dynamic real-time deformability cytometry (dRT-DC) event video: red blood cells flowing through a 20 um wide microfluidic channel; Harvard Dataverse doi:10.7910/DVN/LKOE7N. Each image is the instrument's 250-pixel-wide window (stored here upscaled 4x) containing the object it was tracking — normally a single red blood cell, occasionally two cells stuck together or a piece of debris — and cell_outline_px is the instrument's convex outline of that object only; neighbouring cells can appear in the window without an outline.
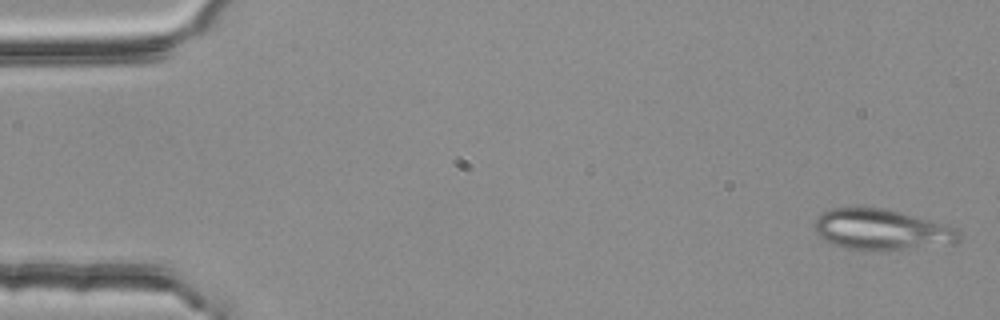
{"species": "common noctule bat (a hibernating species)", "species_latin": "Nyctalus noctula", "temperature_condition": "room temperature", "stored_images_in_passage": 4, "camera_frame_rate_fps": 3000, "um_per_image_px": 0.085, "animal": {"sex": "female", "body_mass_g": 25.1}, "frame": {"image": 1, "passage_image": 1, "time_ms": 0.0, "image_size_px": [1000, 320], "cell_outline_px": [[960, 240], [956, 244], [908, 252], [884, 252], [844, 248], [828, 244], [816, 232], [816, 216], [832, 208], [884, 208], [952, 224], [960, 228]], "centroid_in_image_um": [75.11, 19.58], "position_along_channel_um": 9.9, "area_um2": 36.18}}